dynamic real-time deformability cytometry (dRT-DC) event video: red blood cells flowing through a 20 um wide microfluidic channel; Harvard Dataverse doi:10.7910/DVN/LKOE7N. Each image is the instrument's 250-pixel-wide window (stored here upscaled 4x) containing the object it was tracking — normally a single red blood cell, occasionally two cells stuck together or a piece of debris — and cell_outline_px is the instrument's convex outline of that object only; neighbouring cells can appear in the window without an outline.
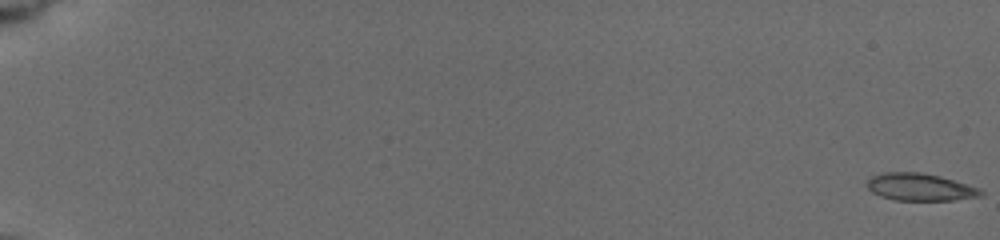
{"species": "common noctule bat (a hibernating species)", "species_latin": "Nyctalus noctula", "temperature_condition": "cold", "stored_images_in_passage": 16, "camera_frame_rate_fps": 3000, "um_per_image_px": 0.085, "animal": {"sex": "female", "body_mass_g": 19.5, "forearm_length_mm": 54.1}, "frame": {"image": 1, "passage_image": 1, "time_ms": 0.0, "image_size_px": [1000, 240], "cell_outline_px": [[984, 196], [952, 200], [896, 200], [880, 196], [872, 192], [864, 184], [872, 176], [884, 172], [920, 172], [940, 176], [980, 188], [984, 192]], "centroid_in_image_um": [78.2, 15.9], "position_along_channel_um": 6.8, "area_um2": 18.21}}